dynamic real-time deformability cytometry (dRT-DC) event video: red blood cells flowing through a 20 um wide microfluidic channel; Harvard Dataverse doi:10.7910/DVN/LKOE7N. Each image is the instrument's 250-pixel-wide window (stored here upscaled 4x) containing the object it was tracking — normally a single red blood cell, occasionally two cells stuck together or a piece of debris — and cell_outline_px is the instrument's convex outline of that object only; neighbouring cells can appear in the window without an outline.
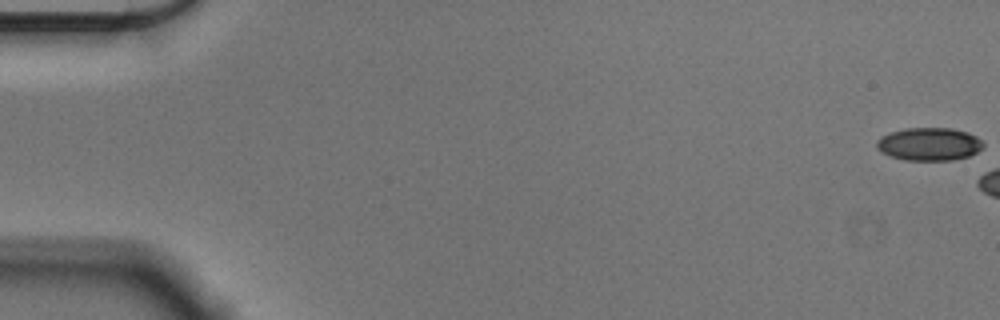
{"species": "Egyptian fruit bat (a non-hibernating species)", "species_latin": "Rousettus aegyptiacus", "temperature_condition": "cold", "stored_images_in_passage": 6, "camera_frame_rate_fps": 3000, "um_per_image_px": 0.085, "animal": {"sex": "male"}, "frame": {"image": 1, "passage_image": 1, "time_ms": 0.0, "image_size_px": [1000, 320], "cell_outline_px": [[984, 144], [976, 152], [968, 156], [952, 160], [904, 160], [880, 152], [876, 148], [876, 140], [880, 136], [904, 128], [952, 128], [968, 132], [976, 136]], "centroid_in_image_um": [78.94, 12.24], "position_along_channel_um": 6.1, "area_um2": 20.46}}